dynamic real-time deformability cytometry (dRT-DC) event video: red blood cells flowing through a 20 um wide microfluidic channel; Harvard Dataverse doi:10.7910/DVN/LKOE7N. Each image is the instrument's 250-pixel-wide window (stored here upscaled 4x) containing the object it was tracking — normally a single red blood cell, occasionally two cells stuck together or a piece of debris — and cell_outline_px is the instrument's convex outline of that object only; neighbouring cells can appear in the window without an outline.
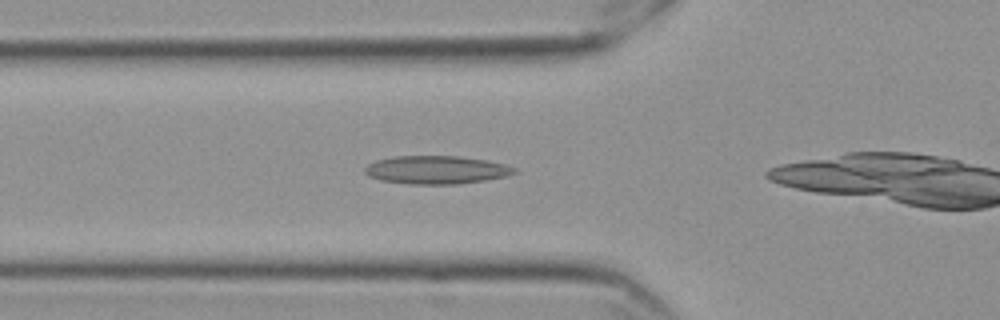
{"species": "Egyptian fruit bat (a non-hibernating species)", "species_latin": "Rousettus aegyptiacus", "temperature_condition": "cold", "stored_images_in_passage": 6, "camera_frame_rate_fps": 3000, "um_per_image_px": 0.085, "frame": {"image": 1, "passage_image": 2, "time_ms": 0.333, "image_size_px": [1000, 320], "cell_outline_px": [[516, 172], [508, 176], [484, 180], [456, 184], [408, 184], [380, 180], [368, 176], [364, 172], [364, 168], [368, 164], [376, 160], [392, 156], [456, 156], [484, 160], [504, 164], [516, 168]], "centroid_in_image_um": [37.04, 14.44], "position_along_channel_um": 88.8, "area_um2": 24.51}}
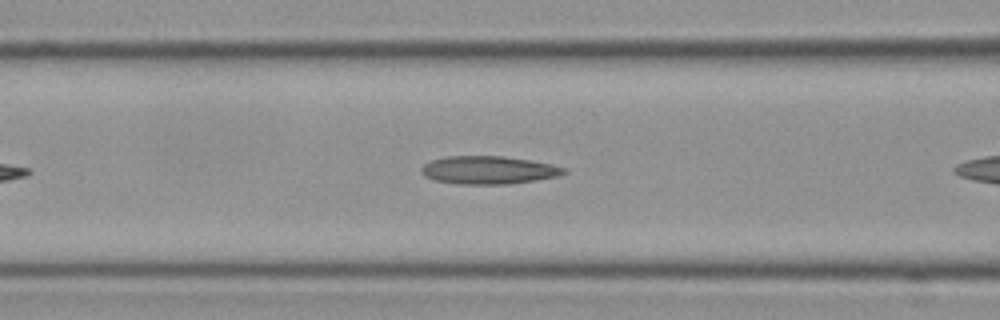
{"frame": {"image": 2, "passage_image": 5, "time_ms": 1.333, "image_size_px": [1000, 320], "cell_outline_px": [[568, 172], [560, 176], [536, 180], [508, 184], [456, 184], [436, 180], [424, 176], [420, 172], [420, 168], [424, 164], [432, 160], [448, 156], [504, 156], [552, 164], [568, 168]], "centroid_in_image_um": [41.55, 14.46], "position_along_channel_um": 125.0, "area_um2": 23.41}}